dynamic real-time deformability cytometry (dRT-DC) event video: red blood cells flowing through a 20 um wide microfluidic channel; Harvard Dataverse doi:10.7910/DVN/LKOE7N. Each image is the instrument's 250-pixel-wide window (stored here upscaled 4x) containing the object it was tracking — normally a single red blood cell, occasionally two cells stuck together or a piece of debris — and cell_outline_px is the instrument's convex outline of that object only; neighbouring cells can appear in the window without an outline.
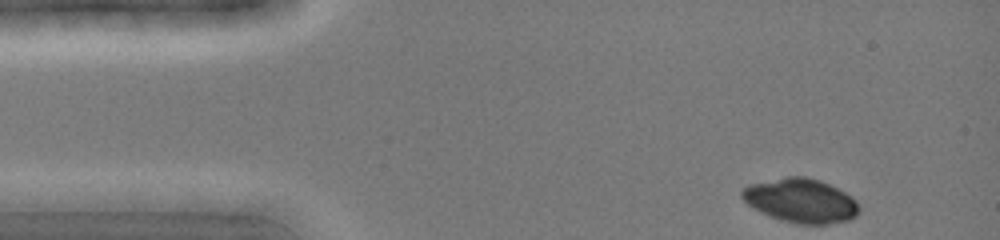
{"species": "common noctule bat (a hibernating species)", "species_latin": "Nyctalus noctula", "temperature_condition": "cold", "stored_images_in_passage": 35, "camera_frame_rate_fps": 3000, "um_per_image_px": 0.085, "animal": {"sex": "female", "body_mass_g": 19.0, "forearm_length_mm": 51.5}, "frame": {"image": 1, "passage_image": 1, "time_ms": 0.0, "image_size_px": [1000, 240], "cell_outline_px": [[860, 212], [856, 216], [848, 220], [828, 224], [796, 224], [760, 212], [752, 208], [740, 196], [740, 192], [748, 184], [788, 176], [804, 176], [820, 180], [852, 196], [856, 200], [860, 208]], "centroid_in_image_um": [68.07, 17.05], "position_along_channel_um": 16.9, "area_um2": 30.11}}
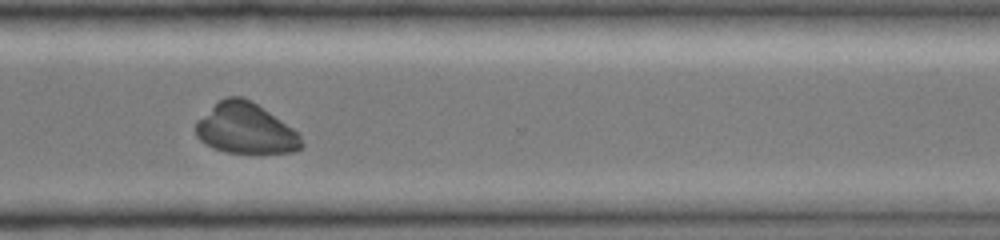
{"frame": {"image": 2, "passage_image": 29, "time_ms": 9.333, "image_size_px": [1000, 240], "cell_outline_px": [[304, 148], [292, 152], [228, 152], [212, 148], [204, 144], [196, 136], [196, 120], [220, 100], [228, 96], [240, 96], [252, 100], [292, 128], [300, 136], [304, 144]], "centroid_in_image_um": [20.86, 10.92], "position_along_channel_um": 349.7, "area_um2": 30.98}}
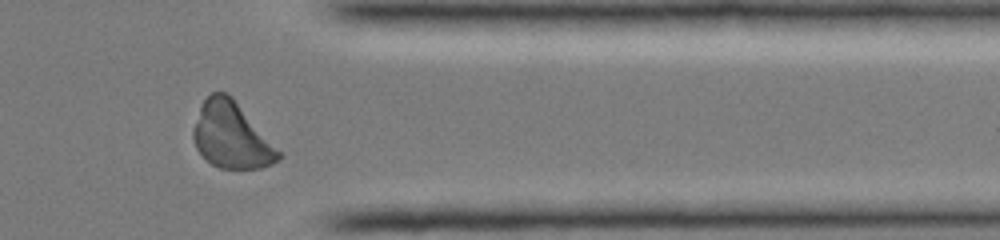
{"frame": {"image": 3, "passage_image": 32, "time_ms": 10.333, "image_size_px": [1000, 240], "cell_outline_px": [[284, 156], [280, 160], [272, 164], [260, 168], [220, 168], [212, 164], [196, 148], [192, 136], [192, 128], [200, 104], [212, 92], [228, 92], [232, 96]], "centroid_in_image_um": [19.65, 11.5], "position_along_channel_um": 391.7, "area_um2": 32.71}}